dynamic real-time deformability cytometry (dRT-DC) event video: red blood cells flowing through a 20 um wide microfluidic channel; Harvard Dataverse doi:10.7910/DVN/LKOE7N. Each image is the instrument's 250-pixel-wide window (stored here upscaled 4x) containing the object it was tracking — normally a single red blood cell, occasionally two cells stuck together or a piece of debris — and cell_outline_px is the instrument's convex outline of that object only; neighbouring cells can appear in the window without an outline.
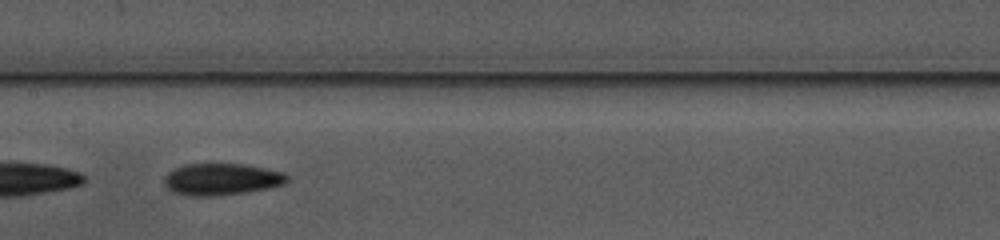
{"species": "common noctule bat (a hibernating species)", "species_latin": "Nyctalus noctula", "temperature_condition": "warm", "stored_images_in_passage": 37, "camera_frame_rate_fps": 3000, "um_per_image_px": 0.085, "animal": {"sex": "female", "body_mass_g": 10.0, "forearm_length_mm": 53.1}, "frame": {"image": 1, "passage_image": 11, "time_ms": 3.333, "image_size_px": [1000, 240], "cell_outline_px": [[288, 180], [284, 184], [268, 188], [248, 192], [220, 196], [184, 196], [172, 192], [164, 184], [164, 176], [168, 172], [184, 164], [244, 164], [284, 172], [288, 176]], "centroid_in_image_um": [18.81, 15.25], "position_along_channel_um": 188.6, "area_um2": 23.0}, "authors_computed_cell_mechanics": {"area_um2": 22.1374, "velocity_mm_per_s": 3.877, "shape_relaxation_time_tau1_ms": 5.669, "shape_relaxation_time_tau2_ms": null, "deformation_change_tau1": 0.1476, "deformation_change_tau2": null}}